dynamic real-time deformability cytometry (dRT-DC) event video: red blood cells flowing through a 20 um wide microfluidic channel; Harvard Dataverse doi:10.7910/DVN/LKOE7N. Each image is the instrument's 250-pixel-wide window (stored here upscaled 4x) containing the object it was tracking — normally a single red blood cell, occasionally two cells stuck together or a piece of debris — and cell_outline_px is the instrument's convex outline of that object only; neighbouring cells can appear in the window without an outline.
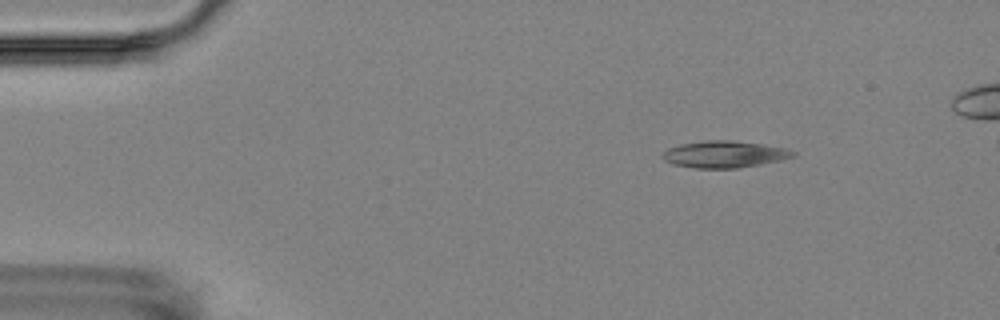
{"species": "Egyptian fruit bat (a non-hibernating species)", "species_latin": "Rousettus aegyptiacus", "temperature_condition": "room temperature", "stored_images_in_passage": 6, "camera_frame_rate_fps": 3000, "um_per_image_px": 0.085, "animal": {"sex": "female"}, "frame": {"image": 1, "passage_image": 3, "time_ms": 2.333, "image_size_px": [1000, 320], "cell_outline_px": [[796, 156], [784, 160], [740, 168], [696, 168], [672, 164], [664, 160], [664, 152], [668, 148], [680, 144], [704, 140], [732, 140], [760, 144], [784, 148], [796, 152]], "centroid_in_image_um": [61.61, 13.12], "position_along_channel_um": 23.4, "area_um2": 20.4}}